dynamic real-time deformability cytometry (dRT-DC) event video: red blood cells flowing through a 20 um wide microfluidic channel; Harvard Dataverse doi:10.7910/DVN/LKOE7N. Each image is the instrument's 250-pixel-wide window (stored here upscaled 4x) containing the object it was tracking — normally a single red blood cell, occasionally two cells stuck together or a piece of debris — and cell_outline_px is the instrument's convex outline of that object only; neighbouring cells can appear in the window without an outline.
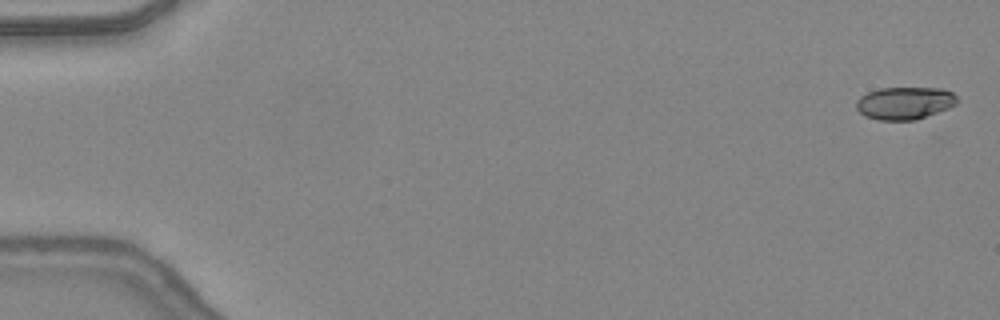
{"species": "common noctule bat (a hibernating species)", "species_latin": "Nyctalus noctula", "temperature_condition": "warm", "stored_images_in_passage": 48, "camera_frame_rate_fps": 3000, "um_per_image_px": 0.085, "animal": {"sex": "female", "body_mass_g": 24.6, "forearm_length_mm": 56.2}, "frame": {"image": 1, "passage_image": 2, "time_ms": 0.333, "image_size_px": [1000, 320], "cell_outline_px": [[960, 100], [956, 104], [948, 108], [916, 120], [880, 120], [864, 116], [856, 108], [856, 100], [860, 96], [868, 92], [880, 88], [940, 88], [952, 92]], "centroid_in_image_um": [76.89, 8.76], "position_along_channel_um": 8.1, "area_um2": 19.19}}
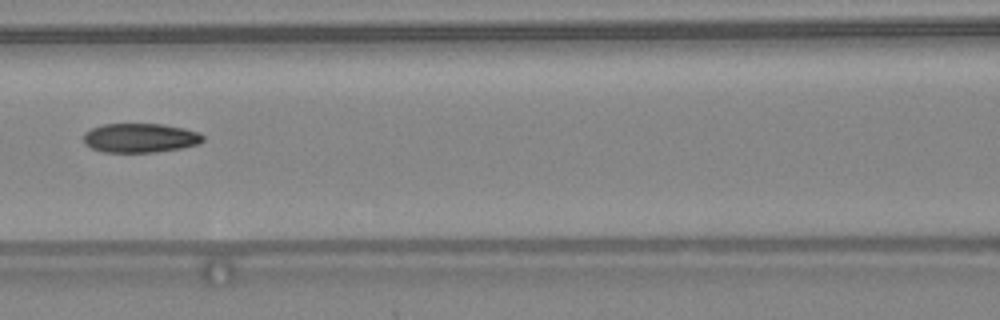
{"frame": {"image": 2, "passage_image": 23, "time_ms": 7.333, "image_size_px": [1000, 320], "cell_outline_px": [[204, 140], [200, 144], [180, 148], [156, 152], [104, 152], [92, 148], [84, 144], [84, 132], [92, 128], [104, 124], [160, 124], [184, 128], [200, 132], [204, 136]], "centroid_in_image_um": [11.93, 11.72], "position_along_channel_um": 154.7, "area_um2": 20.4}}
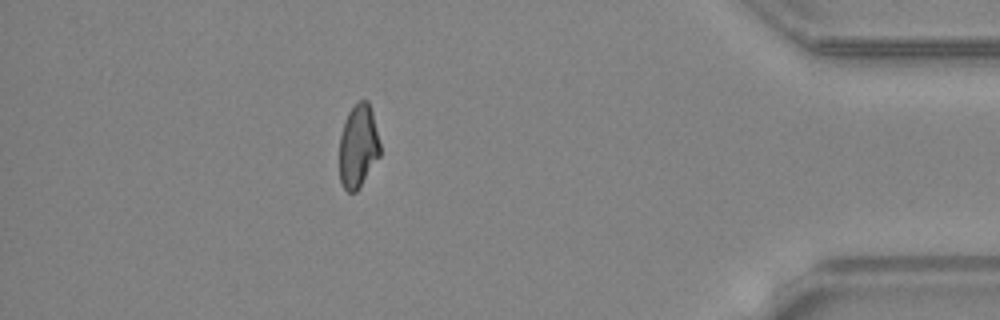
{"frame": {"image": 3, "passage_image": 43, "time_ms": 14.0, "image_size_px": [1000, 320], "cell_outline_px": [[380, 156], [356, 192], [348, 192], [344, 188], [340, 180], [340, 136], [344, 120], [348, 112], [360, 100], [368, 100], [372, 112], [380, 144]], "centroid_in_image_um": [30.44, 12.42], "position_along_channel_um": 404.8, "area_um2": 19.59}, "authors_computed_cell_mechanics": {"area_um2": 20.4323, "velocity_mm_per_s": 4.423, "shape_relaxation_time_tau1_ms": null, "shape_relaxation_time_tau2_ms": 3.1684, "deformation_change_tau1": null, "deformation_change_tau2": 0.1001}}